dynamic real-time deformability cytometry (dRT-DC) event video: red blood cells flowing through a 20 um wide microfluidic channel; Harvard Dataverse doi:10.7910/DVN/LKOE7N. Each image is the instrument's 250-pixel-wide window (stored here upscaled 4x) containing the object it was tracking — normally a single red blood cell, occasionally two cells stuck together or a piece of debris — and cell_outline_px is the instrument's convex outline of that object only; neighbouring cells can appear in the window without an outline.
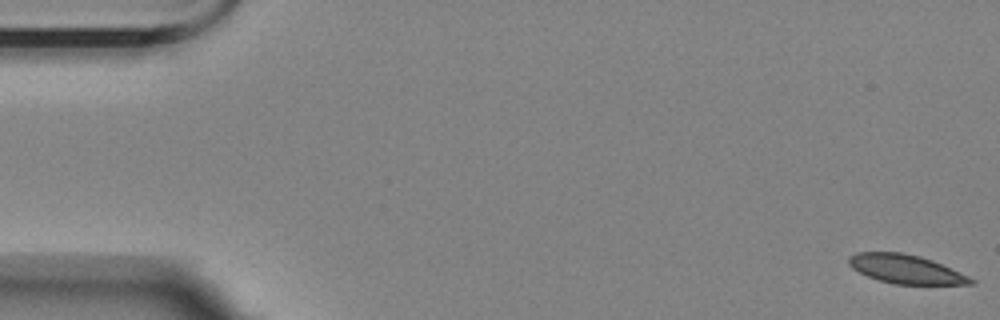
{"species": "Egyptian fruit bat (a non-hibernating species)", "species_latin": "Rousettus aegyptiacus", "temperature_condition": "room temperature", "stored_images_in_passage": 6, "camera_frame_rate_fps": 3000, "um_per_image_px": 0.085, "animal": {"sex": "female"}, "frame": {"image": 1, "passage_image": 1, "time_ms": 0.0, "image_size_px": [1000, 320], "cell_outline_px": [[976, 284], [892, 284], [868, 276], [852, 268], [848, 264], [848, 256], [856, 252], [900, 252], [920, 256], [932, 260], [968, 276], [976, 280]], "centroid_in_image_um": [76.97, 22.87], "position_along_channel_um": 8.0, "area_um2": 20.4}}